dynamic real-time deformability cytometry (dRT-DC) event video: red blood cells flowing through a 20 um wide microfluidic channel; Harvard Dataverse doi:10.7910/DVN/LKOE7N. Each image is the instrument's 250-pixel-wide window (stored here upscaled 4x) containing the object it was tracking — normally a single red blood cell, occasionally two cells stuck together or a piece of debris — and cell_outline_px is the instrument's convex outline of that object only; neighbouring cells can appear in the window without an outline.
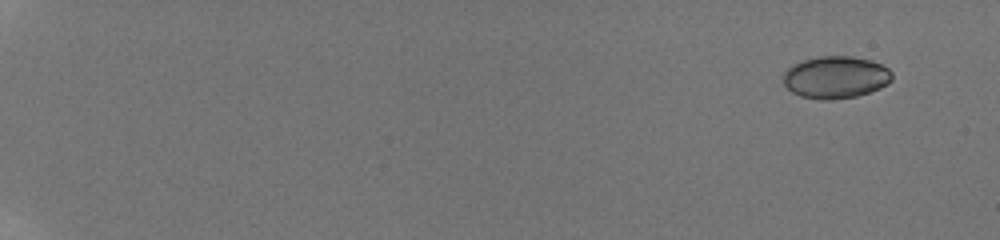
{"species": "human", "species_latin": "Homo sapiens", "temperature_condition": "room temperature", "stored_images_in_passage": 25, "camera_frame_rate_fps": 3000, "um_per_image_px": 0.085, "donor": {"sex": "male"}, "frame": {"image": 1, "passage_image": 1, "time_ms": 0.0, "image_size_px": [1000, 240], "cell_outline_px": [[892, 80], [888, 84], [880, 88], [856, 96], [828, 100], [820, 100], [800, 96], [792, 92], [784, 84], [784, 72], [792, 64], [804, 60], [820, 56], [852, 56], [872, 60], [888, 68], [892, 72]], "centroid_in_image_um": [71.04, 6.56], "position_along_channel_um": 14.0, "area_um2": 26.82}}
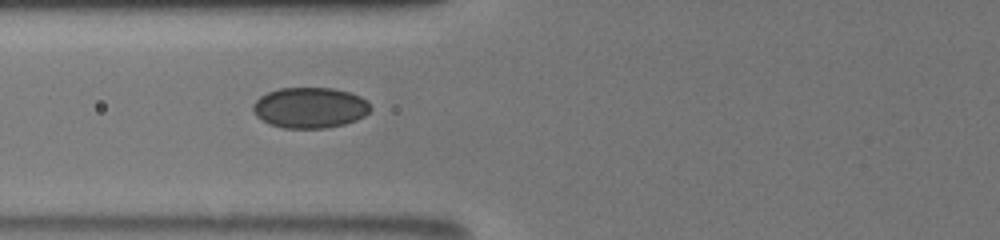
{"frame": {"image": 2, "passage_image": 21, "time_ms": 7.667, "image_size_px": [1000, 240], "cell_outline_px": [[372, 108], [364, 116], [356, 120], [344, 124], [324, 128], [284, 128], [268, 124], [256, 116], [252, 108], [252, 104], [260, 96], [268, 92], [280, 88], [332, 88], [348, 92], [360, 96]], "centroid_in_image_um": [26.31, 9.16], "position_along_channel_um": 99.5, "area_um2": 27.8}}
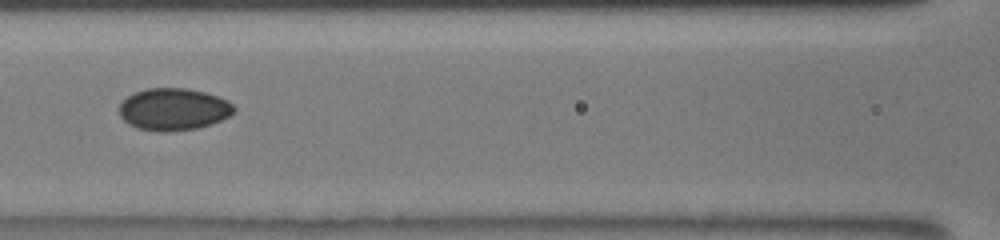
{"frame": {"image": 3, "passage_image": 24, "time_ms": 9.0, "image_size_px": [1000, 240], "cell_outline_px": [[236, 112], [212, 124], [196, 128], [168, 132], [160, 132], [136, 128], [128, 124], [120, 116], [120, 104], [128, 96], [136, 92], [148, 88], [188, 88], [204, 92], [228, 100], [236, 108]], "centroid_in_image_um": [14.76, 9.29], "position_along_channel_um": 151.8, "area_um2": 28.21}}